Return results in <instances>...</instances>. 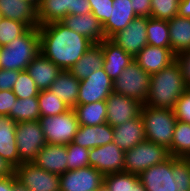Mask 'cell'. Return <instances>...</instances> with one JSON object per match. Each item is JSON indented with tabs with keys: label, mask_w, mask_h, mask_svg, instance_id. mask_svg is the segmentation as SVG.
Masks as SVG:
<instances>
[{
	"label": "cell",
	"mask_w": 190,
	"mask_h": 191,
	"mask_svg": "<svg viewBox=\"0 0 190 191\" xmlns=\"http://www.w3.org/2000/svg\"><path fill=\"white\" fill-rule=\"evenodd\" d=\"M38 31L40 52L64 71H69L94 44L61 21L38 26Z\"/></svg>",
	"instance_id": "obj_1"
},
{
	"label": "cell",
	"mask_w": 190,
	"mask_h": 191,
	"mask_svg": "<svg viewBox=\"0 0 190 191\" xmlns=\"http://www.w3.org/2000/svg\"><path fill=\"white\" fill-rule=\"evenodd\" d=\"M146 191H190V158L170 156L139 174Z\"/></svg>",
	"instance_id": "obj_2"
},
{
	"label": "cell",
	"mask_w": 190,
	"mask_h": 191,
	"mask_svg": "<svg viewBox=\"0 0 190 191\" xmlns=\"http://www.w3.org/2000/svg\"><path fill=\"white\" fill-rule=\"evenodd\" d=\"M187 89L180 66L175 60L160 72L151 74L149 94L144 105L174 109L178 99Z\"/></svg>",
	"instance_id": "obj_3"
},
{
	"label": "cell",
	"mask_w": 190,
	"mask_h": 191,
	"mask_svg": "<svg viewBox=\"0 0 190 191\" xmlns=\"http://www.w3.org/2000/svg\"><path fill=\"white\" fill-rule=\"evenodd\" d=\"M39 52L40 34L38 28H28L8 45L1 46L0 68L17 71L26 70Z\"/></svg>",
	"instance_id": "obj_4"
},
{
	"label": "cell",
	"mask_w": 190,
	"mask_h": 191,
	"mask_svg": "<svg viewBox=\"0 0 190 191\" xmlns=\"http://www.w3.org/2000/svg\"><path fill=\"white\" fill-rule=\"evenodd\" d=\"M140 116L143 120L146 140L164 146L171 156V142L177 122L174 109L143 105Z\"/></svg>",
	"instance_id": "obj_5"
},
{
	"label": "cell",
	"mask_w": 190,
	"mask_h": 191,
	"mask_svg": "<svg viewBox=\"0 0 190 191\" xmlns=\"http://www.w3.org/2000/svg\"><path fill=\"white\" fill-rule=\"evenodd\" d=\"M169 157V151L164 146L145 140L125 151L124 172L139 175Z\"/></svg>",
	"instance_id": "obj_6"
},
{
	"label": "cell",
	"mask_w": 190,
	"mask_h": 191,
	"mask_svg": "<svg viewBox=\"0 0 190 191\" xmlns=\"http://www.w3.org/2000/svg\"><path fill=\"white\" fill-rule=\"evenodd\" d=\"M151 75L135 61L113 81V92L135 99L144 105L149 94Z\"/></svg>",
	"instance_id": "obj_7"
},
{
	"label": "cell",
	"mask_w": 190,
	"mask_h": 191,
	"mask_svg": "<svg viewBox=\"0 0 190 191\" xmlns=\"http://www.w3.org/2000/svg\"><path fill=\"white\" fill-rule=\"evenodd\" d=\"M46 143L67 145L73 142L79 122L74 109L54 116L40 117Z\"/></svg>",
	"instance_id": "obj_8"
},
{
	"label": "cell",
	"mask_w": 190,
	"mask_h": 191,
	"mask_svg": "<svg viewBox=\"0 0 190 191\" xmlns=\"http://www.w3.org/2000/svg\"><path fill=\"white\" fill-rule=\"evenodd\" d=\"M16 145L19 154V166L31 163L44 147L46 140L39 120L16 124Z\"/></svg>",
	"instance_id": "obj_9"
},
{
	"label": "cell",
	"mask_w": 190,
	"mask_h": 191,
	"mask_svg": "<svg viewBox=\"0 0 190 191\" xmlns=\"http://www.w3.org/2000/svg\"><path fill=\"white\" fill-rule=\"evenodd\" d=\"M17 181L29 191H60V175L50 173L33 162L14 169Z\"/></svg>",
	"instance_id": "obj_10"
},
{
	"label": "cell",
	"mask_w": 190,
	"mask_h": 191,
	"mask_svg": "<svg viewBox=\"0 0 190 191\" xmlns=\"http://www.w3.org/2000/svg\"><path fill=\"white\" fill-rule=\"evenodd\" d=\"M112 92L113 81L104 68L98 69L80 80L78 105L105 101Z\"/></svg>",
	"instance_id": "obj_11"
},
{
	"label": "cell",
	"mask_w": 190,
	"mask_h": 191,
	"mask_svg": "<svg viewBox=\"0 0 190 191\" xmlns=\"http://www.w3.org/2000/svg\"><path fill=\"white\" fill-rule=\"evenodd\" d=\"M103 184L104 175L92 166L60 175V191H97Z\"/></svg>",
	"instance_id": "obj_12"
},
{
	"label": "cell",
	"mask_w": 190,
	"mask_h": 191,
	"mask_svg": "<svg viewBox=\"0 0 190 191\" xmlns=\"http://www.w3.org/2000/svg\"><path fill=\"white\" fill-rule=\"evenodd\" d=\"M125 152L114 142L89 149V164L103 175L124 172Z\"/></svg>",
	"instance_id": "obj_13"
},
{
	"label": "cell",
	"mask_w": 190,
	"mask_h": 191,
	"mask_svg": "<svg viewBox=\"0 0 190 191\" xmlns=\"http://www.w3.org/2000/svg\"><path fill=\"white\" fill-rule=\"evenodd\" d=\"M110 40L134 58L148 44L147 17H136L125 29L114 34Z\"/></svg>",
	"instance_id": "obj_14"
},
{
	"label": "cell",
	"mask_w": 190,
	"mask_h": 191,
	"mask_svg": "<svg viewBox=\"0 0 190 191\" xmlns=\"http://www.w3.org/2000/svg\"><path fill=\"white\" fill-rule=\"evenodd\" d=\"M106 122L112 127L125 123L140 115L143 104L127 96L112 92L105 100Z\"/></svg>",
	"instance_id": "obj_15"
},
{
	"label": "cell",
	"mask_w": 190,
	"mask_h": 191,
	"mask_svg": "<svg viewBox=\"0 0 190 191\" xmlns=\"http://www.w3.org/2000/svg\"><path fill=\"white\" fill-rule=\"evenodd\" d=\"M176 55L171 48L156 47L147 44L135 57L134 61L147 73L160 72L175 61Z\"/></svg>",
	"instance_id": "obj_16"
},
{
	"label": "cell",
	"mask_w": 190,
	"mask_h": 191,
	"mask_svg": "<svg viewBox=\"0 0 190 191\" xmlns=\"http://www.w3.org/2000/svg\"><path fill=\"white\" fill-rule=\"evenodd\" d=\"M67 162L66 145L50 143L44 145L33 161L36 166L57 175L68 171Z\"/></svg>",
	"instance_id": "obj_17"
},
{
	"label": "cell",
	"mask_w": 190,
	"mask_h": 191,
	"mask_svg": "<svg viewBox=\"0 0 190 191\" xmlns=\"http://www.w3.org/2000/svg\"><path fill=\"white\" fill-rule=\"evenodd\" d=\"M104 56L103 68L112 81L117 79L122 71L134 61V58L110 39L102 42Z\"/></svg>",
	"instance_id": "obj_18"
},
{
	"label": "cell",
	"mask_w": 190,
	"mask_h": 191,
	"mask_svg": "<svg viewBox=\"0 0 190 191\" xmlns=\"http://www.w3.org/2000/svg\"><path fill=\"white\" fill-rule=\"evenodd\" d=\"M145 140L144 124L140 115L113 127V142L124 152Z\"/></svg>",
	"instance_id": "obj_19"
},
{
	"label": "cell",
	"mask_w": 190,
	"mask_h": 191,
	"mask_svg": "<svg viewBox=\"0 0 190 191\" xmlns=\"http://www.w3.org/2000/svg\"><path fill=\"white\" fill-rule=\"evenodd\" d=\"M61 22L93 43H101L106 39L101 23L92 12L83 15H67Z\"/></svg>",
	"instance_id": "obj_20"
},
{
	"label": "cell",
	"mask_w": 190,
	"mask_h": 191,
	"mask_svg": "<svg viewBox=\"0 0 190 191\" xmlns=\"http://www.w3.org/2000/svg\"><path fill=\"white\" fill-rule=\"evenodd\" d=\"M16 122L8 115H0V156L13 168L19 166L16 145Z\"/></svg>",
	"instance_id": "obj_21"
},
{
	"label": "cell",
	"mask_w": 190,
	"mask_h": 191,
	"mask_svg": "<svg viewBox=\"0 0 190 191\" xmlns=\"http://www.w3.org/2000/svg\"><path fill=\"white\" fill-rule=\"evenodd\" d=\"M113 142V127L107 122L101 125H79L73 143L92 149Z\"/></svg>",
	"instance_id": "obj_22"
},
{
	"label": "cell",
	"mask_w": 190,
	"mask_h": 191,
	"mask_svg": "<svg viewBox=\"0 0 190 191\" xmlns=\"http://www.w3.org/2000/svg\"><path fill=\"white\" fill-rule=\"evenodd\" d=\"M26 71L41 91L49 89L62 70L39 52L27 66Z\"/></svg>",
	"instance_id": "obj_23"
},
{
	"label": "cell",
	"mask_w": 190,
	"mask_h": 191,
	"mask_svg": "<svg viewBox=\"0 0 190 191\" xmlns=\"http://www.w3.org/2000/svg\"><path fill=\"white\" fill-rule=\"evenodd\" d=\"M136 17L130 0H113L110 18L102 26L106 39L125 29Z\"/></svg>",
	"instance_id": "obj_24"
},
{
	"label": "cell",
	"mask_w": 190,
	"mask_h": 191,
	"mask_svg": "<svg viewBox=\"0 0 190 191\" xmlns=\"http://www.w3.org/2000/svg\"><path fill=\"white\" fill-rule=\"evenodd\" d=\"M76 0H41L36 10L38 26L62 21L67 15H75Z\"/></svg>",
	"instance_id": "obj_25"
},
{
	"label": "cell",
	"mask_w": 190,
	"mask_h": 191,
	"mask_svg": "<svg viewBox=\"0 0 190 191\" xmlns=\"http://www.w3.org/2000/svg\"><path fill=\"white\" fill-rule=\"evenodd\" d=\"M3 18L25 23L29 28H38L36 9L22 0H0Z\"/></svg>",
	"instance_id": "obj_26"
},
{
	"label": "cell",
	"mask_w": 190,
	"mask_h": 191,
	"mask_svg": "<svg viewBox=\"0 0 190 191\" xmlns=\"http://www.w3.org/2000/svg\"><path fill=\"white\" fill-rule=\"evenodd\" d=\"M80 80L69 71L62 70L49 90L60 98L70 109L78 105Z\"/></svg>",
	"instance_id": "obj_27"
},
{
	"label": "cell",
	"mask_w": 190,
	"mask_h": 191,
	"mask_svg": "<svg viewBox=\"0 0 190 191\" xmlns=\"http://www.w3.org/2000/svg\"><path fill=\"white\" fill-rule=\"evenodd\" d=\"M103 61L102 42L94 43L69 69V72L78 80H82L87 78L94 71L103 68Z\"/></svg>",
	"instance_id": "obj_28"
},
{
	"label": "cell",
	"mask_w": 190,
	"mask_h": 191,
	"mask_svg": "<svg viewBox=\"0 0 190 191\" xmlns=\"http://www.w3.org/2000/svg\"><path fill=\"white\" fill-rule=\"evenodd\" d=\"M170 48L175 55L190 50V19L176 15L168 20Z\"/></svg>",
	"instance_id": "obj_29"
},
{
	"label": "cell",
	"mask_w": 190,
	"mask_h": 191,
	"mask_svg": "<svg viewBox=\"0 0 190 191\" xmlns=\"http://www.w3.org/2000/svg\"><path fill=\"white\" fill-rule=\"evenodd\" d=\"M73 109L79 125L95 126L106 123L107 107L105 101L76 105Z\"/></svg>",
	"instance_id": "obj_30"
},
{
	"label": "cell",
	"mask_w": 190,
	"mask_h": 191,
	"mask_svg": "<svg viewBox=\"0 0 190 191\" xmlns=\"http://www.w3.org/2000/svg\"><path fill=\"white\" fill-rule=\"evenodd\" d=\"M104 185L108 191H146L139 175L126 172L104 175Z\"/></svg>",
	"instance_id": "obj_31"
},
{
	"label": "cell",
	"mask_w": 190,
	"mask_h": 191,
	"mask_svg": "<svg viewBox=\"0 0 190 191\" xmlns=\"http://www.w3.org/2000/svg\"><path fill=\"white\" fill-rule=\"evenodd\" d=\"M16 123L40 120L38 97L19 99L14 102L9 115Z\"/></svg>",
	"instance_id": "obj_32"
},
{
	"label": "cell",
	"mask_w": 190,
	"mask_h": 191,
	"mask_svg": "<svg viewBox=\"0 0 190 191\" xmlns=\"http://www.w3.org/2000/svg\"><path fill=\"white\" fill-rule=\"evenodd\" d=\"M171 156L190 158V124L177 120L171 142Z\"/></svg>",
	"instance_id": "obj_33"
},
{
	"label": "cell",
	"mask_w": 190,
	"mask_h": 191,
	"mask_svg": "<svg viewBox=\"0 0 190 191\" xmlns=\"http://www.w3.org/2000/svg\"><path fill=\"white\" fill-rule=\"evenodd\" d=\"M147 43L156 47L170 48L168 20L147 17Z\"/></svg>",
	"instance_id": "obj_34"
},
{
	"label": "cell",
	"mask_w": 190,
	"mask_h": 191,
	"mask_svg": "<svg viewBox=\"0 0 190 191\" xmlns=\"http://www.w3.org/2000/svg\"><path fill=\"white\" fill-rule=\"evenodd\" d=\"M41 117L65 113L70 108L49 89L41 90L38 94Z\"/></svg>",
	"instance_id": "obj_35"
},
{
	"label": "cell",
	"mask_w": 190,
	"mask_h": 191,
	"mask_svg": "<svg viewBox=\"0 0 190 191\" xmlns=\"http://www.w3.org/2000/svg\"><path fill=\"white\" fill-rule=\"evenodd\" d=\"M28 28L23 22L2 18L0 21V46L8 45Z\"/></svg>",
	"instance_id": "obj_36"
},
{
	"label": "cell",
	"mask_w": 190,
	"mask_h": 191,
	"mask_svg": "<svg viewBox=\"0 0 190 191\" xmlns=\"http://www.w3.org/2000/svg\"><path fill=\"white\" fill-rule=\"evenodd\" d=\"M181 0H151L150 17L170 20L178 15Z\"/></svg>",
	"instance_id": "obj_37"
},
{
	"label": "cell",
	"mask_w": 190,
	"mask_h": 191,
	"mask_svg": "<svg viewBox=\"0 0 190 191\" xmlns=\"http://www.w3.org/2000/svg\"><path fill=\"white\" fill-rule=\"evenodd\" d=\"M68 171L90 166L89 149L73 142L66 145Z\"/></svg>",
	"instance_id": "obj_38"
},
{
	"label": "cell",
	"mask_w": 190,
	"mask_h": 191,
	"mask_svg": "<svg viewBox=\"0 0 190 191\" xmlns=\"http://www.w3.org/2000/svg\"><path fill=\"white\" fill-rule=\"evenodd\" d=\"M13 93L19 99H27L30 97H38L39 89L34 80L30 77L26 70L20 71L15 83Z\"/></svg>",
	"instance_id": "obj_39"
},
{
	"label": "cell",
	"mask_w": 190,
	"mask_h": 191,
	"mask_svg": "<svg viewBox=\"0 0 190 191\" xmlns=\"http://www.w3.org/2000/svg\"><path fill=\"white\" fill-rule=\"evenodd\" d=\"M92 14L103 26L110 18L113 0H89Z\"/></svg>",
	"instance_id": "obj_40"
},
{
	"label": "cell",
	"mask_w": 190,
	"mask_h": 191,
	"mask_svg": "<svg viewBox=\"0 0 190 191\" xmlns=\"http://www.w3.org/2000/svg\"><path fill=\"white\" fill-rule=\"evenodd\" d=\"M177 120L190 124V88H188L178 99L175 108Z\"/></svg>",
	"instance_id": "obj_41"
},
{
	"label": "cell",
	"mask_w": 190,
	"mask_h": 191,
	"mask_svg": "<svg viewBox=\"0 0 190 191\" xmlns=\"http://www.w3.org/2000/svg\"><path fill=\"white\" fill-rule=\"evenodd\" d=\"M20 71L0 68V91L12 90Z\"/></svg>",
	"instance_id": "obj_42"
},
{
	"label": "cell",
	"mask_w": 190,
	"mask_h": 191,
	"mask_svg": "<svg viewBox=\"0 0 190 191\" xmlns=\"http://www.w3.org/2000/svg\"><path fill=\"white\" fill-rule=\"evenodd\" d=\"M175 60L180 66L186 86L190 88V50L176 55Z\"/></svg>",
	"instance_id": "obj_43"
},
{
	"label": "cell",
	"mask_w": 190,
	"mask_h": 191,
	"mask_svg": "<svg viewBox=\"0 0 190 191\" xmlns=\"http://www.w3.org/2000/svg\"><path fill=\"white\" fill-rule=\"evenodd\" d=\"M17 96L12 90L0 91V115H9Z\"/></svg>",
	"instance_id": "obj_44"
},
{
	"label": "cell",
	"mask_w": 190,
	"mask_h": 191,
	"mask_svg": "<svg viewBox=\"0 0 190 191\" xmlns=\"http://www.w3.org/2000/svg\"><path fill=\"white\" fill-rule=\"evenodd\" d=\"M137 17H150L151 0H130Z\"/></svg>",
	"instance_id": "obj_45"
},
{
	"label": "cell",
	"mask_w": 190,
	"mask_h": 191,
	"mask_svg": "<svg viewBox=\"0 0 190 191\" xmlns=\"http://www.w3.org/2000/svg\"><path fill=\"white\" fill-rule=\"evenodd\" d=\"M16 181H17V178L14 172L7 176H1L0 191H13L14 184Z\"/></svg>",
	"instance_id": "obj_46"
},
{
	"label": "cell",
	"mask_w": 190,
	"mask_h": 191,
	"mask_svg": "<svg viewBox=\"0 0 190 191\" xmlns=\"http://www.w3.org/2000/svg\"><path fill=\"white\" fill-rule=\"evenodd\" d=\"M91 12L89 0H76L75 15H83Z\"/></svg>",
	"instance_id": "obj_47"
},
{
	"label": "cell",
	"mask_w": 190,
	"mask_h": 191,
	"mask_svg": "<svg viewBox=\"0 0 190 191\" xmlns=\"http://www.w3.org/2000/svg\"><path fill=\"white\" fill-rule=\"evenodd\" d=\"M178 15L190 19V0H181Z\"/></svg>",
	"instance_id": "obj_48"
},
{
	"label": "cell",
	"mask_w": 190,
	"mask_h": 191,
	"mask_svg": "<svg viewBox=\"0 0 190 191\" xmlns=\"http://www.w3.org/2000/svg\"><path fill=\"white\" fill-rule=\"evenodd\" d=\"M14 172V169L0 156V177L7 176Z\"/></svg>",
	"instance_id": "obj_49"
},
{
	"label": "cell",
	"mask_w": 190,
	"mask_h": 191,
	"mask_svg": "<svg viewBox=\"0 0 190 191\" xmlns=\"http://www.w3.org/2000/svg\"><path fill=\"white\" fill-rule=\"evenodd\" d=\"M13 191H29L25 186H23L18 181L15 182Z\"/></svg>",
	"instance_id": "obj_50"
},
{
	"label": "cell",
	"mask_w": 190,
	"mask_h": 191,
	"mask_svg": "<svg viewBox=\"0 0 190 191\" xmlns=\"http://www.w3.org/2000/svg\"><path fill=\"white\" fill-rule=\"evenodd\" d=\"M25 1L27 3H29L31 6H33L36 10L39 7L41 0H22Z\"/></svg>",
	"instance_id": "obj_51"
},
{
	"label": "cell",
	"mask_w": 190,
	"mask_h": 191,
	"mask_svg": "<svg viewBox=\"0 0 190 191\" xmlns=\"http://www.w3.org/2000/svg\"><path fill=\"white\" fill-rule=\"evenodd\" d=\"M97 191H108V189L103 184Z\"/></svg>",
	"instance_id": "obj_52"
}]
</instances>
